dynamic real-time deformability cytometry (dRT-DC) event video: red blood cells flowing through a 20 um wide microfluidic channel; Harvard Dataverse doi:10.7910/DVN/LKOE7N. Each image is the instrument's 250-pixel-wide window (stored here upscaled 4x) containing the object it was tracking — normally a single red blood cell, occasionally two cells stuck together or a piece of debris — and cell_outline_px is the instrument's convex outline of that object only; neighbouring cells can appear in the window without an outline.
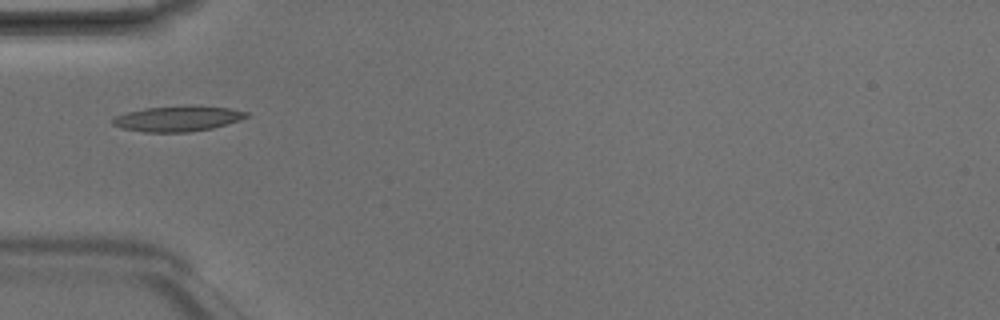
{"species": "Egyptian fruit bat (a non-hibernating species)", "species_latin": "Rousettus aegyptiacus", "temperature_condition": "room temperature", "stored_images_in_passage": 6, "camera_frame_rate_fps": 3000, "um_per_image_px": 0.085, "animal": {"sex": "male"}, "frame": {"image": 1, "passage_image": 4, "time_ms": 1.0, "image_size_px": [1000, 320], "cell_outline_px": [[248, 116], [212, 128], [188, 132], [144, 132], [120, 128], [112, 124], [112, 120], [116, 116], [128, 112], [144, 108], [196, 104], [228, 108], [248, 112]], "centroid_in_image_um": [15.07, 10.07], "position_along_channel_um": 69.9, "area_um2": 19.83}}